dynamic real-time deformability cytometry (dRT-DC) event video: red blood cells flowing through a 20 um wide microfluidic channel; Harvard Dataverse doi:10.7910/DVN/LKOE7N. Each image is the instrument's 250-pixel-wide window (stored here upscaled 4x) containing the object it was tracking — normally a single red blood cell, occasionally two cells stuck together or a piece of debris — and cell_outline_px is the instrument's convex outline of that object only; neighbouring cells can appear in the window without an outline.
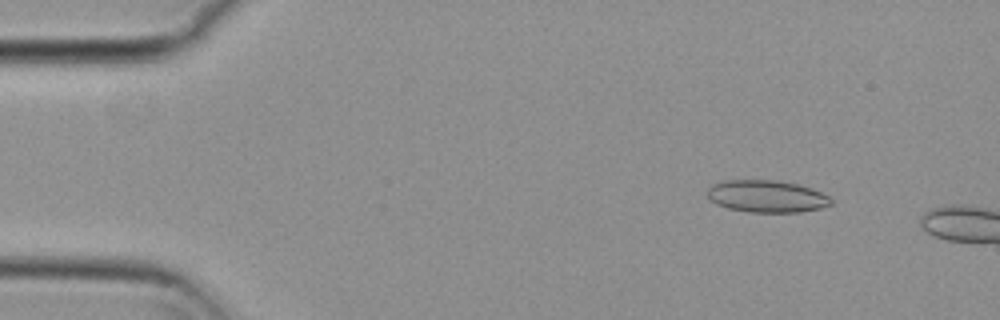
{"species": "common noctule bat (a hibernating species)", "species_latin": "Nyctalus noctula", "temperature_condition": "cold", "stored_images_in_passage": 9, "camera_frame_rate_fps": 3000, "um_per_image_px": 0.085, "animal": {"sex": "female", "body_mass_g": 29.2, "forearm_length_mm": 56.3}, "frame": {"image": 1, "passage_image": 6, "time_ms": 1.667, "image_size_px": [1000, 320], "cell_outline_px": [[832, 204], [820, 208], [800, 212], [748, 212], [728, 208], [716, 204], [708, 200], [708, 188], [712, 184], [728, 180], [776, 180], [796, 184], [812, 188], [828, 196], [832, 200]], "centroid_in_image_um": [65.15, 16.69], "position_along_channel_um": 19.9, "area_um2": 23.18}}